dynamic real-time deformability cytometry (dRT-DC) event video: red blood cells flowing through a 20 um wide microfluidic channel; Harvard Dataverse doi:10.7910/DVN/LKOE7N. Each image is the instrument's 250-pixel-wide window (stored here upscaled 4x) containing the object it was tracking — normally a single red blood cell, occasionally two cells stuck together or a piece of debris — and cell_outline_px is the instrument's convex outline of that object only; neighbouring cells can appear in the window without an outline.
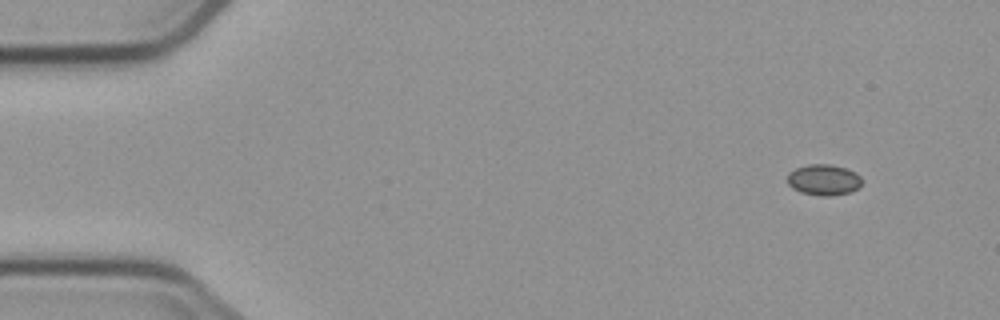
{"species": "common noctule bat (a hibernating species)", "species_latin": "Nyctalus noctula", "temperature_condition": "cold", "stored_images_in_passage": 5, "camera_frame_rate_fps": 3000, "um_per_image_px": 0.085, "animal": {"sex": "male", "body_mass_g": 23.1, "forearm_length_mm": 52.7}, "frame": {"image": 1, "passage_image": 1, "time_ms": 0.0, "image_size_px": [1000, 320], "cell_outline_px": [[860, 184], [856, 188], [848, 192], [832, 196], [820, 196], [800, 192], [792, 188], [788, 184], [788, 172], [796, 168], [808, 164], [832, 164], [856, 172], [860, 176]], "centroid_in_image_um": [69.97, 15.28], "position_along_channel_um": 15.0, "area_um2": 13.35}}